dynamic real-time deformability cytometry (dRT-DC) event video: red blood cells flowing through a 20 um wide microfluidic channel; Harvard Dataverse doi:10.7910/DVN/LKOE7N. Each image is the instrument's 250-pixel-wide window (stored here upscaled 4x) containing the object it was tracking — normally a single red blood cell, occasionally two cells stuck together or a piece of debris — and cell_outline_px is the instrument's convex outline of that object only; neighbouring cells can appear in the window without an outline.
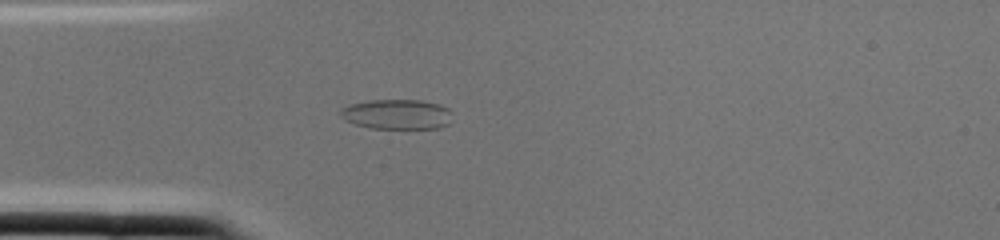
{"species": "common noctule bat (a hibernating species)", "species_latin": "Nyctalus noctula", "temperature_condition": "cold", "stored_images_in_passage": 3, "camera_frame_rate_fps": 3000, "um_per_image_px": 0.085, "animal": {"sex": "female", "body_mass_g": 22.0, "forearm_length_mm": 56.7}, "frame": {"image": 1, "passage_image": 2, "time_ms": 0.333, "image_size_px": [1000, 240], "cell_outline_px": [[452, 112], [448, 124], [440, 128], [372, 128], [356, 124], [344, 120], [340, 116], [340, 108], [348, 104], [372, 100], [420, 100], [440, 104], [448, 108]], "centroid_in_image_um": [33.73, 9.7], "position_along_channel_um": 51.3, "area_um2": 19.59}}